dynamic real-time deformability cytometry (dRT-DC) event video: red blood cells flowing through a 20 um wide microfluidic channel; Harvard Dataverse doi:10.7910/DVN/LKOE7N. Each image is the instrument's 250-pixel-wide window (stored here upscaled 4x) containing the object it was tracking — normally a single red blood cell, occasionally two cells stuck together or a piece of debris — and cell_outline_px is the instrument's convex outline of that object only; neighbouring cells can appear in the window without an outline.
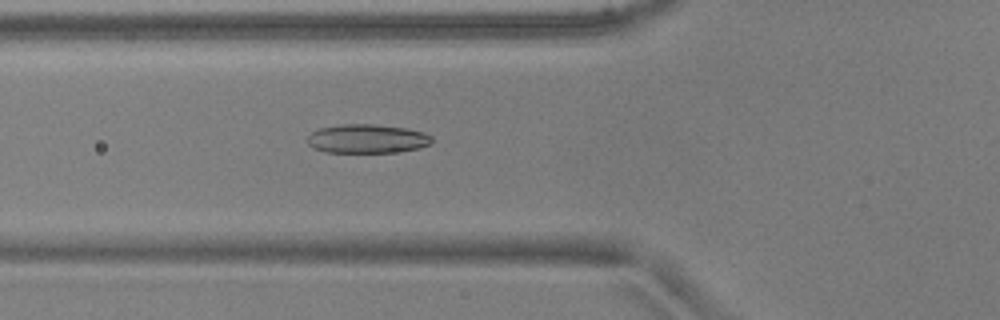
{"species": "common noctule bat (a hibernating species)", "species_latin": "Nyctalus noctula", "temperature_condition": "warm", "stored_images_in_passage": 45, "camera_frame_rate_fps": 3000, "um_per_image_px": 0.085, "animal": {"sex": "male", "body_mass_g": 17.9, "forearm_length_mm": 54.2}, "frame": {"image": 1, "passage_image": 12, "time_ms": 3.667, "image_size_px": [1000, 320], "cell_outline_px": [[432, 144], [420, 148], [396, 152], [324, 152], [312, 148], [308, 144], [308, 136], [312, 132], [320, 128], [340, 124], [372, 124], [404, 128], [424, 132], [432, 136]], "centroid_in_image_um": [31.21, 11.8], "position_along_channel_um": 94.6, "area_um2": 21.04}}
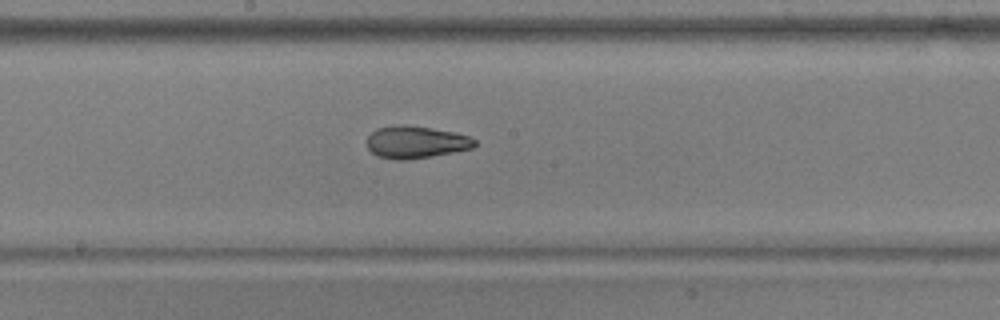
{"frame": {"image": 2, "passage_image": 21, "time_ms": 6.667, "image_size_px": [1000, 320], "cell_outline_px": [[476, 144], [472, 148], [432, 156], [404, 160], [396, 160], [376, 156], [368, 148], [368, 136], [376, 128], [396, 124], [404, 124], [452, 132], [468, 136], [476, 140]], "centroid_in_image_um": [35.31, 12.08], "position_along_channel_um": 212.9, "area_um2": 20.11}}
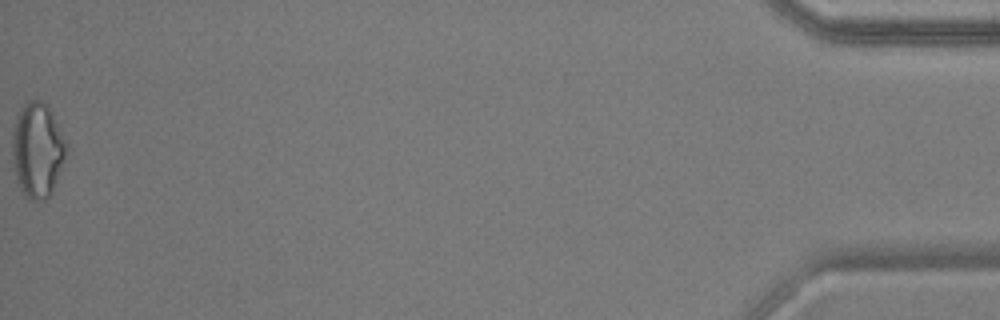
{"frame": {"image": 3, "passage_image": 45, "time_ms": 14.667, "image_size_px": [1000, 320], "cell_outline_px": [[68, 148], [52, 192], [44, 200], [28, 200], [24, 196], [16, 180], [12, 156], [12, 128], [16, 116], [20, 108], [28, 100], [40, 100], [48, 104], [68, 144]], "centroid_in_image_um": [3.17, 12.73], "position_along_channel_um": 432.0, "area_um2": 30.29}, "authors_computed_cell_mechanics": {"area_um2": 21.097, "velocity_mm_per_s": 3.9216, "shape_relaxation_time_tau1_ms": 4.1454, "shape_relaxation_time_tau2_ms": 2.2132, "deformation_change_tau1": 0.1251, "deformation_change_tau2": 0.0861}}